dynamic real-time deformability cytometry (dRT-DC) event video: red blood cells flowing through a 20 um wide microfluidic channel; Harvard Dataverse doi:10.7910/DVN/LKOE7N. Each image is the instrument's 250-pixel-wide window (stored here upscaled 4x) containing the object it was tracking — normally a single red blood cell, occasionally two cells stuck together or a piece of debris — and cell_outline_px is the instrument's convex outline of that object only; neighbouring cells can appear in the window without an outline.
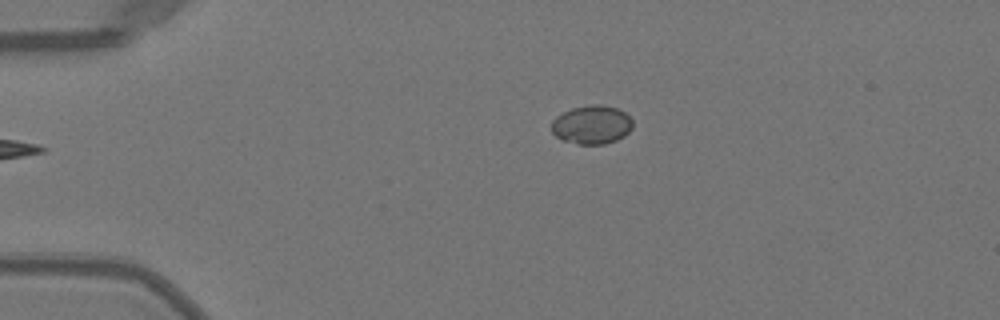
{"species": "Egyptian fruit bat (a non-hibernating species)", "species_latin": "Rousettus aegyptiacus", "temperature_condition": "warm", "stored_images_in_passage": 41, "camera_frame_rate_fps": 3000, "um_per_image_px": 0.085, "animal": {"sex": "female"}, "frame": {"image": 1, "passage_image": 1, "time_ms": 0.0, "image_size_px": [1000, 320], "cell_outline_px": [[632, 128], [624, 136], [616, 140], [604, 144], [576, 144], [560, 140], [552, 132], [552, 120], [556, 116], [572, 108], [592, 104], [600, 104], [616, 108], [624, 112], [632, 120]], "centroid_in_image_um": [50.28, 10.61], "position_along_channel_um": 34.7, "area_um2": 18.32}}
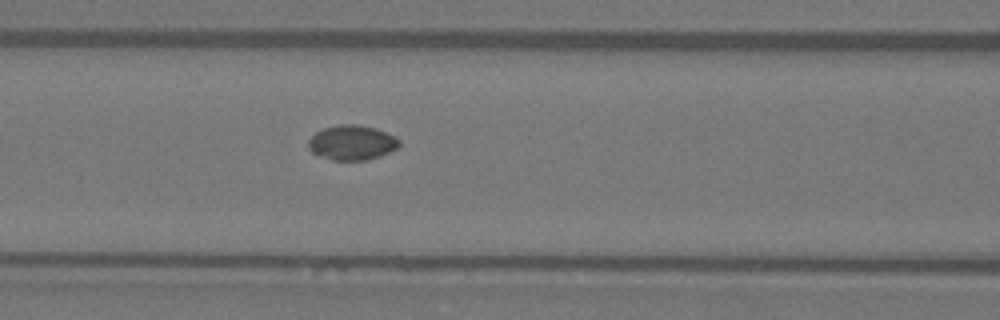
{"frame": {"image": 2, "passage_image": 12, "time_ms": 3.667, "image_size_px": [1000, 320], "cell_outline_px": [[400, 144], [396, 148], [380, 156], [368, 160], [332, 160], [320, 156], [312, 152], [308, 148], [308, 140], [316, 132], [324, 128], [340, 124], [356, 124], [372, 128], [384, 132], [400, 140]], "centroid_in_image_um": [29.88, 12.13], "position_along_channel_um": 136.7, "area_um2": 18.21}}
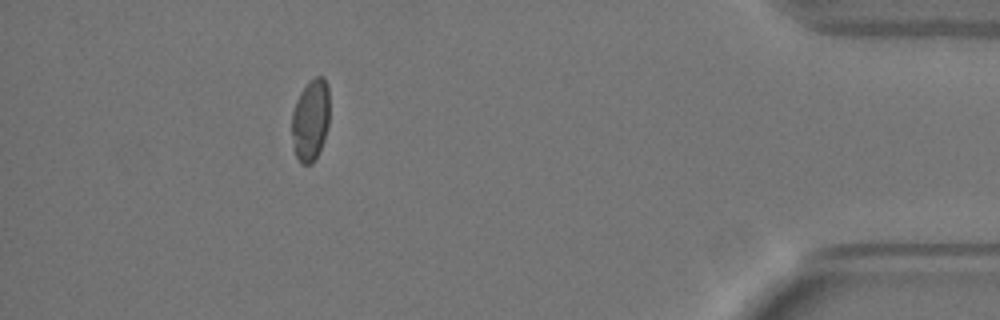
{"frame": {"image": 3, "passage_image": 36, "time_ms": 11.667, "image_size_px": [1000, 320], "cell_outline_px": [[328, 124], [324, 140], [312, 164], [300, 164], [296, 156], [292, 132], [292, 112], [296, 100], [300, 92], [316, 76], [324, 76], [328, 84]], "centroid_in_image_um": [26.39, 10.19], "position_along_channel_um": 408.8, "area_um2": 17.74}}